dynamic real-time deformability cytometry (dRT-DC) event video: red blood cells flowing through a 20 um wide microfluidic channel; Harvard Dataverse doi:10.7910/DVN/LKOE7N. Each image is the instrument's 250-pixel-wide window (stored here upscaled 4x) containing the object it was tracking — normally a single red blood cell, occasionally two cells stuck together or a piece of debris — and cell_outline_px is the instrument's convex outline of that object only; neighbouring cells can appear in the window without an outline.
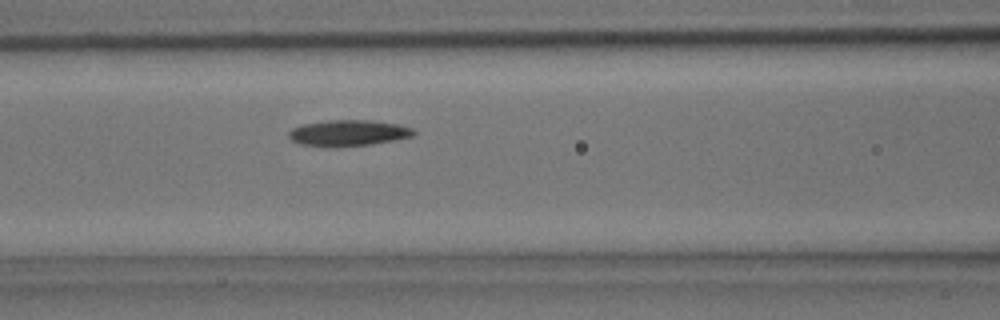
{"species": "common noctule bat (a hibernating species)", "species_latin": "Nyctalus noctula", "temperature_condition": "room temperature", "stored_images_in_passage": 6, "camera_frame_rate_fps": 3000, "um_per_image_px": 0.085, "animal": {"sex": "male", "body_mass_g": 15.6}, "frame": {"image": 1, "passage_image": 6, "time_ms": 1.667, "image_size_px": [1000, 320], "cell_outline_px": [[416, 132], [412, 136], [396, 140], [372, 144], [336, 148], [300, 144], [292, 140], [288, 136], [288, 132], [292, 128], [304, 124], [328, 120], [372, 120], [400, 124], [412, 128]], "centroid_in_image_um": [29.62, 11.31], "position_along_channel_um": 137.0, "area_um2": 19.25}}